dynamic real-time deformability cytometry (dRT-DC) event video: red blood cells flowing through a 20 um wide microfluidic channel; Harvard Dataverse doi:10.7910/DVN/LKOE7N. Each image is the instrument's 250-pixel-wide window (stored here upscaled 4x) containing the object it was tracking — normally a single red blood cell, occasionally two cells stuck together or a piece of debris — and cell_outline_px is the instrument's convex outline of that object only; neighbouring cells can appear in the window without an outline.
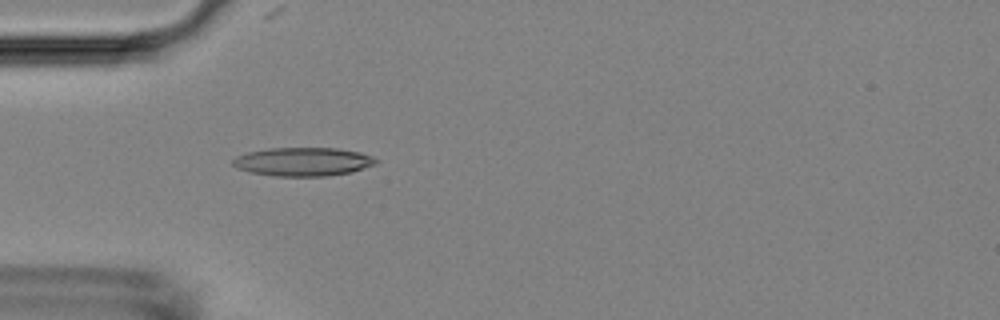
{"species": "Egyptian fruit bat (a non-hibernating species)", "species_latin": "Rousettus aegyptiacus", "temperature_condition": "room temperature", "stored_images_in_passage": 2, "camera_frame_rate_fps": 3000, "um_per_image_px": 0.085, "animal": {"sex": "female"}, "frame": {"image": 1, "passage_image": 2, "time_ms": 0.333, "image_size_px": [1000, 320], "cell_outline_px": [[380, 160], [376, 164], [352, 172], [328, 176], [272, 176], [252, 172], [236, 168], [232, 164], [232, 160], [236, 156], [248, 152], [268, 148], [340, 148], [360, 152], [372, 156]], "centroid_in_image_um": [25.78, 13.74], "position_along_channel_um": 59.2, "area_um2": 24.04}}